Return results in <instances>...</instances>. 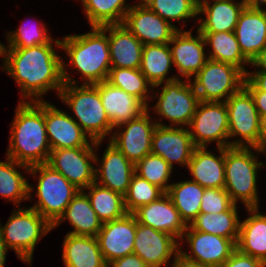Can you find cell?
I'll return each mask as SVG.
<instances>
[{
    "label": "cell",
    "instance_id": "obj_35",
    "mask_svg": "<svg viewBox=\"0 0 266 267\" xmlns=\"http://www.w3.org/2000/svg\"><path fill=\"white\" fill-rule=\"evenodd\" d=\"M86 189L89 190L85 194L89 198L91 207L102 223L119 219L127 214L124 196L120 193L100 186L95 182Z\"/></svg>",
    "mask_w": 266,
    "mask_h": 267
},
{
    "label": "cell",
    "instance_id": "obj_15",
    "mask_svg": "<svg viewBox=\"0 0 266 267\" xmlns=\"http://www.w3.org/2000/svg\"><path fill=\"white\" fill-rule=\"evenodd\" d=\"M151 142V153L161 156L172 168L173 163L188 167L196 148L188 127H174L156 122Z\"/></svg>",
    "mask_w": 266,
    "mask_h": 267
},
{
    "label": "cell",
    "instance_id": "obj_25",
    "mask_svg": "<svg viewBox=\"0 0 266 267\" xmlns=\"http://www.w3.org/2000/svg\"><path fill=\"white\" fill-rule=\"evenodd\" d=\"M111 68H140L143 44L123 25H105Z\"/></svg>",
    "mask_w": 266,
    "mask_h": 267
},
{
    "label": "cell",
    "instance_id": "obj_52",
    "mask_svg": "<svg viewBox=\"0 0 266 267\" xmlns=\"http://www.w3.org/2000/svg\"><path fill=\"white\" fill-rule=\"evenodd\" d=\"M248 4L257 9H263L261 6L266 4V0H248Z\"/></svg>",
    "mask_w": 266,
    "mask_h": 267
},
{
    "label": "cell",
    "instance_id": "obj_24",
    "mask_svg": "<svg viewBox=\"0 0 266 267\" xmlns=\"http://www.w3.org/2000/svg\"><path fill=\"white\" fill-rule=\"evenodd\" d=\"M98 164L101 167H95V183L124 196L135 174V165L110 142Z\"/></svg>",
    "mask_w": 266,
    "mask_h": 267
},
{
    "label": "cell",
    "instance_id": "obj_11",
    "mask_svg": "<svg viewBox=\"0 0 266 267\" xmlns=\"http://www.w3.org/2000/svg\"><path fill=\"white\" fill-rule=\"evenodd\" d=\"M102 141H95V147H76L51 150L47 165L61 173L80 191H85L95 182V168L92 162H98L94 148ZM92 162H91V161Z\"/></svg>",
    "mask_w": 266,
    "mask_h": 267
},
{
    "label": "cell",
    "instance_id": "obj_34",
    "mask_svg": "<svg viewBox=\"0 0 266 267\" xmlns=\"http://www.w3.org/2000/svg\"><path fill=\"white\" fill-rule=\"evenodd\" d=\"M16 167H23L25 171L30 168L8 157L6 161H0V195L19 206L23 200L31 199V191L35 188Z\"/></svg>",
    "mask_w": 266,
    "mask_h": 267
},
{
    "label": "cell",
    "instance_id": "obj_18",
    "mask_svg": "<svg viewBox=\"0 0 266 267\" xmlns=\"http://www.w3.org/2000/svg\"><path fill=\"white\" fill-rule=\"evenodd\" d=\"M188 242L191 253L182 251L179 253L185 258L211 267H220L236 249V244L228 238L206 232L192 230L189 226L183 234Z\"/></svg>",
    "mask_w": 266,
    "mask_h": 267
},
{
    "label": "cell",
    "instance_id": "obj_10",
    "mask_svg": "<svg viewBox=\"0 0 266 267\" xmlns=\"http://www.w3.org/2000/svg\"><path fill=\"white\" fill-rule=\"evenodd\" d=\"M189 127L196 147H206L212 141H216L217 148L230 147L228 109L225 102L199 101Z\"/></svg>",
    "mask_w": 266,
    "mask_h": 267
},
{
    "label": "cell",
    "instance_id": "obj_6",
    "mask_svg": "<svg viewBox=\"0 0 266 267\" xmlns=\"http://www.w3.org/2000/svg\"><path fill=\"white\" fill-rule=\"evenodd\" d=\"M14 211L3 227L0 224V232L6 247L13 249L21 261L31 264L37 242L53 228L35 209Z\"/></svg>",
    "mask_w": 266,
    "mask_h": 267
},
{
    "label": "cell",
    "instance_id": "obj_48",
    "mask_svg": "<svg viewBox=\"0 0 266 267\" xmlns=\"http://www.w3.org/2000/svg\"><path fill=\"white\" fill-rule=\"evenodd\" d=\"M171 267H211L207 265H203L201 263L189 260L182 256L180 253H178L176 256H174V261L171 263Z\"/></svg>",
    "mask_w": 266,
    "mask_h": 267
},
{
    "label": "cell",
    "instance_id": "obj_23",
    "mask_svg": "<svg viewBox=\"0 0 266 267\" xmlns=\"http://www.w3.org/2000/svg\"><path fill=\"white\" fill-rule=\"evenodd\" d=\"M234 32L243 56L251 62L266 46V9L247 4L239 15Z\"/></svg>",
    "mask_w": 266,
    "mask_h": 267
},
{
    "label": "cell",
    "instance_id": "obj_46",
    "mask_svg": "<svg viewBox=\"0 0 266 267\" xmlns=\"http://www.w3.org/2000/svg\"><path fill=\"white\" fill-rule=\"evenodd\" d=\"M107 267H150L138 255L131 254L114 260Z\"/></svg>",
    "mask_w": 266,
    "mask_h": 267
},
{
    "label": "cell",
    "instance_id": "obj_12",
    "mask_svg": "<svg viewBox=\"0 0 266 267\" xmlns=\"http://www.w3.org/2000/svg\"><path fill=\"white\" fill-rule=\"evenodd\" d=\"M186 81V84L181 79L164 83L154 106L156 113L167 118L174 127L189 126L199 103L192 81Z\"/></svg>",
    "mask_w": 266,
    "mask_h": 267
},
{
    "label": "cell",
    "instance_id": "obj_36",
    "mask_svg": "<svg viewBox=\"0 0 266 267\" xmlns=\"http://www.w3.org/2000/svg\"><path fill=\"white\" fill-rule=\"evenodd\" d=\"M203 193L204 187L190 179L189 181L171 184L167 191L181 218L187 225L200 213Z\"/></svg>",
    "mask_w": 266,
    "mask_h": 267
},
{
    "label": "cell",
    "instance_id": "obj_20",
    "mask_svg": "<svg viewBox=\"0 0 266 267\" xmlns=\"http://www.w3.org/2000/svg\"><path fill=\"white\" fill-rule=\"evenodd\" d=\"M178 29L168 43L173 59V65L178 72L189 81L195 76L208 60L204 52L206 45L204 36L197 30L196 37L192 36V30L183 31ZM173 44V47L171 45Z\"/></svg>",
    "mask_w": 266,
    "mask_h": 267
},
{
    "label": "cell",
    "instance_id": "obj_3",
    "mask_svg": "<svg viewBox=\"0 0 266 267\" xmlns=\"http://www.w3.org/2000/svg\"><path fill=\"white\" fill-rule=\"evenodd\" d=\"M104 26H91V32L65 36L54 44L69 55L70 64L82 74L83 84H96L108 79L111 56Z\"/></svg>",
    "mask_w": 266,
    "mask_h": 267
},
{
    "label": "cell",
    "instance_id": "obj_16",
    "mask_svg": "<svg viewBox=\"0 0 266 267\" xmlns=\"http://www.w3.org/2000/svg\"><path fill=\"white\" fill-rule=\"evenodd\" d=\"M45 125L51 150L95 147V141L82 130L73 116L48 101H45Z\"/></svg>",
    "mask_w": 266,
    "mask_h": 267
},
{
    "label": "cell",
    "instance_id": "obj_2",
    "mask_svg": "<svg viewBox=\"0 0 266 267\" xmlns=\"http://www.w3.org/2000/svg\"><path fill=\"white\" fill-rule=\"evenodd\" d=\"M10 133L8 158L29 167L47 163L51 149L46 132L44 100H21Z\"/></svg>",
    "mask_w": 266,
    "mask_h": 267
},
{
    "label": "cell",
    "instance_id": "obj_51",
    "mask_svg": "<svg viewBox=\"0 0 266 267\" xmlns=\"http://www.w3.org/2000/svg\"><path fill=\"white\" fill-rule=\"evenodd\" d=\"M7 252H8V248L6 247V244L3 240L1 232H0V267H4V265H5Z\"/></svg>",
    "mask_w": 266,
    "mask_h": 267
},
{
    "label": "cell",
    "instance_id": "obj_7",
    "mask_svg": "<svg viewBox=\"0 0 266 267\" xmlns=\"http://www.w3.org/2000/svg\"><path fill=\"white\" fill-rule=\"evenodd\" d=\"M28 172L34 175V178L39 173L36 188L38 202L30 208L35 209L53 225L80 190L46 163L31 166Z\"/></svg>",
    "mask_w": 266,
    "mask_h": 267
},
{
    "label": "cell",
    "instance_id": "obj_14",
    "mask_svg": "<svg viewBox=\"0 0 266 267\" xmlns=\"http://www.w3.org/2000/svg\"><path fill=\"white\" fill-rule=\"evenodd\" d=\"M143 45L168 44L178 30L141 1L131 6L122 23Z\"/></svg>",
    "mask_w": 266,
    "mask_h": 267
},
{
    "label": "cell",
    "instance_id": "obj_39",
    "mask_svg": "<svg viewBox=\"0 0 266 267\" xmlns=\"http://www.w3.org/2000/svg\"><path fill=\"white\" fill-rule=\"evenodd\" d=\"M172 170L173 168L161 156L152 153L135 164V174L161 188L165 193L171 185L168 181Z\"/></svg>",
    "mask_w": 266,
    "mask_h": 267
},
{
    "label": "cell",
    "instance_id": "obj_42",
    "mask_svg": "<svg viewBox=\"0 0 266 267\" xmlns=\"http://www.w3.org/2000/svg\"><path fill=\"white\" fill-rule=\"evenodd\" d=\"M27 25V24H26ZM45 24L39 26H20L7 34L8 48H30L36 45L49 44L53 39L47 33Z\"/></svg>",
    "mask_w": 266,
    "mask_h": 267
},
{
    "label": "cell",
    "instance_id": "obj_54",
    "mask_svg": "<svg viewBox=\"0 0 266 267\" xmlns=\"http://www.w3.org/2000/svg\"><path fill=\"white\" fill-rule=\"evenodd\" d=\"M251 149H254L256 151V153L260 152L262 154H264V153L266 154V144L261 149H259V148H251Z\"/></svg>",
    "mask_w": 266,
    "mask_h": 267
},
{
    "label": "cell",
    "instance_id": "obj_32",
    "mask_svg": "<svg viewBox=\"0 0 266 267\" xmlns=\"http://www.w3.org/2000/svg\"><path fill=\"white\" fill-rule=\"evenodd\" d=\"M237 214V205L221 213H199L188 224L192 230L206 232L231 239L235 244L239 236L240 221Z\"/></svg>",
    "mask_w": 266,
    "mask_h": 267
},
{
    "label": "cell",
    "instance_id": "obj_37",
    "mask_svg": "<svg viewBox=\"0 0 266 267\" xmlns=\"http://www.w3.org/2000/svg\"><path fill=\"white\" fill-rule=\"evenodd\" d=\"M91 26L122 24L131 8L125 0H81Z\"/></svg>",
    "mask_w": 266,
    "mask_h": 267
},
{
    "label": "cell",
    "instance_id": "obj_27",
    "mask_svg": "<svg viewBox=\"0 0 266 267\" xmlns=\"http://www.w3.org/2000/svg\"><path fill=\"white\" fill-rule=\"evenodd\" d=\"M198 10V14L206 15L199 19V32H234L238 18L248 0L233 2V0H212Z\"/></svg>",
    "mask_w": 266,
    "mask_h": 267
},
{
    "label": "cell",
    "instance_id": "obj_53",
    "mask_svg": "<svg viewBox=\"0 0 266 267\" xmlns=\"http://www.w3.org/2000/svg\"><path fill=\"white\" fill-rule=\"evenodd\" d=\"M197 10L202 8L209 0H189Z\"/></svg>",
    "mask_w": 266,
    "mask_h": 267
},
{
    "label": "cell",
    "instance_id": "obj_47",
    "mask_svg": "<svg viewBox=\"0 0 266 267\" xmlns=\"http://www.w3.org/2000/svg\"><path fill=\"white\" fill-rule=\"evenodd\" d=\"M246 78L258 89L266 92V72L254 71L246 74Z\"/></svg>",
    "mask_w": 266,
    "mask_h": 267
},
{
    "label": "cell",
    "instance_id": "obj_28",
    "mask_svg": "<svg viewBox=\"0 0 266 267\" xmlns=\"http://www.w3.org/2000/svg\"><path fill=\"white\" fill-rule=\"evenodd\" d=\"M62 257L65 267H107L98 240L93 236L67 233Z\"/></svg>",
    "mask_w": 266,
    "mask_h": 267
},
{
    "label": "cell",
    "instance_id": "obj_38",
    "mask_svg": "<svg viewBox=\"0 0 266 267\" xmlns=\"http://www.w3.org/2000/svg\"><path fill=\"white\" fill-rule=\"evenodd\" d=\"M107 81L113 86L121 88L126 93L134 95L142 100L148 106V97H157L158 95L150 96L148 94L152 85L147 81L146 77L137 69L129 68H111ZM150 86V88H148Z\"/></svg>",
    "mask_w": 266,
    "mask_h": 267
},
{
    "label": "cell",
    "instance_id": "obj_33",
    "mask_svg": "<svg viewBox=\"0 0 266 267\" xmlns=\"http://www.w3.org/2000/svg\"><path fill=\"white\" fill-rule=\"evenodd\" d=\"M203 34L206 45H210L212 51L207 54L208 59L228 63L239 68L245 75L244 64L250 62L243 56L235 32H200Z\"/></svg>",
    "mask_w": 266,
    "mask_h": 267
},
{
    "label": "cell",
    "instance_id": "obj_19",
    "mask_svg": "<svg viewBox=\"0 0 266 267\" xmlns=\"http://www.w3.org/2000/svg\"><path fill=\"white\" fill-rule=\"evenodd\" d=\"M135 236L136 219L132 213L103 223L96 238L106 264L133 254Z\"/></svg>",
    "mask_w": 266,
    "mask_h": 267
},
{
    "label": "cell",
    "instance_id": "obj_9",
    "mask_svg": "<svg viewBox=\"0 0 266 267\" xmlns=\"http://www.w3.org/2000/svg\"><path fill=\"white\" fill-rule=\"evenodd\" d=\"M225 103L228 109L229 138L238 135L241 138L230 142V147L260 149V115L250 92L243 86Z\"/></svg>",
    "mask_w": 266,
    "mask_h": 267
},
{
    "label": "cell",
    "instance_id": "obj_30",
    "mask_svg": "<svg viewBox=\"0 0 266 267\" xmlns=\"http://www.w3.org/2000/svg\"><path fill=\"white\" fill-rule=\"evenodd\" d=\"M258 209L247 208L251 216L240 222L236 248L266 263V215Z\"/></svg>",
    "mask_w": 266,
    "mask_h": 267
},
{
    "label": "cell",
    "instance_id": "obj_31",
    "mask_svg": "<svg viewBox=\"0 0 266 267\" xmlns=\"http://www.w3.org/2000/svg\"><path fill=\"white\" fill-rule=\"evenodd\" d=\"M173 59L169 44L144 45L142 51L140 71L146 77L152 88H157L163 82H171L179 79L178 76L167 77Z\"/></svg>",
    "mask_w": 266,
    "mask_h": 267
},
{
    "label": "cell",
    "instance_id": "obj_1",
    "mask_svg": "<svg viewBox=\"0 0 266 267\" xmlns=\"http://www.w3.org/2000/svg\"><path fill=\"white\" fill-rule=\"evenodd\" d=\"M52 42L30 48H7L0 44L3 69L21 88L22 98L39 101L48 90L54 89L59 95L64 86L63 60L55 52Z\"/></svg>",
    "mask_w": 266,
    "mask_h": 267
},
{
    "label": "cell",
    "instance_id": "obj_29",
    "mask_svg": "<svg viewBox=\"0 0 266 267\" xmlns=\"http://www.w3.org/2000/svg\"><path fill=\"white\" fill-rule=\"evenodd\" d=\"M66 219H68L69 223L74 228V230L68 232L72 235L96 237L103 224L91 207L89 198L84 191H79L77 193L65 208L64 213L52 225V228H55Z\"/></svg>",
    "mask_w": 266,
    "mask_h": 267
},
{
    "label": "cell",
    "instance_id": "obj_4",
    "mask_svg": "<svg viewBox=\"0 0 266 267\" xmlns=\"http://www.w3.org/2000/svg\"><path fill=\"white\" fill-rule=\"evenodd\" d=\"M65 67L67 66L62 62L64 86L59 92L60 99L74 111L78 119L76 122L91 140L103 141L114 127L103 108L98 89L92 84L79 86L65 71Z\"/></svg>",
    "mask_w": 266,
    "mask_h": 267
},
{
    "label": "cell",
    "instance_id": "obj_50",
    "mask_svg": "<svg viewBox=\"0 0 266 267\" xmlns=\"http://www.w3.org/2000/svg\"><path fill=\"white\" fill-rule=\"evenodd\" d=\"M260 149L266 144V114H261L259 119Z\"/></svg>",
    "mask_w": 266,
    "mask_h": 267
},
{
    "label": "cell",
    "instance_id": "obj_43",
    "mask_svg": "<svg viewBox=\"0 0 266 267\" xmlns=\"http://www.w3.org/2000/svg\"><path fill=\"white\" fill-rule=\"evenodd\" d=\"M235 203L224 188H204L200 213H221L229 210Z\"/></svg>",
    "mask_w": 266,
    "mask_h": 267
},
{
    "label": "cell",
    "instance_id": "obj_45",
    "mask_svg": "<svg viewBox=\"0 0 266 267\" xmlns=\"http://www.w3.org/2000/svg\"><path fill=\"white\" fill-rule=\"evenodd\" d=\"M244 87L252 95L259 115L266 114V92L258 90L246 77L244 79Z\"/></svg>",
    "mask_w": 266,
    "mask_h": 267
},
{
    "label": "cell",
    "instance_id": "obj_40",
    "mask_svg": "<svg viewBox=\"0 0 266 267\" xmlns=\"http://www.w3.org/2000/svg\"><path fill=\"white\" fill-rule=\"evenodd\" d=\"M164 194L165 192L161 188L134 174L124 195L126 211L127 213H133L141 206L158 200Z\"/></svg>",
    "mask_w": 266,
    "mask_h": 267
},
{
    "label": "cell",
    "instance_id": "obj_26",
    "mask_svg": "<svg viewBox=\"0 0 266 267\" xmlns=\"http://www.w3.org/2000/svg\"><path fill=\"white\" fill-rule=\"evenodd\" d=\"M220 155L215 156L207 147H196L189 161L188 169L194 182L204 188H224L225 148L218 147Z\"/></svg>",
    "mask_w": 266,
    "mask_h": 267
},
{
    "label": "cell",
    "instance_id": "obj_49",
    "mask_svg": "<svg viewBox=\"0 0 266 267\" xmlns=\"http://www.w3.org/2000/svg\"><path fill=\"white\" fill-rule=\"evenodd\" d=\"M250 64L258 68L257 71L266 72V46L257 54Z\"/></svg>",
    "mask_w": 266,
    "mask_h": 267
},
{
    "label": "cell",
    "instance_id": "obj_22",
    "mask_svg": "<svg viewBox=\"0 0 266 267\" xmlns=\"http://www.w3.org/2000/svg\"><path fill=\"white\" fill-rule=\"evenodd\" d=\"M93 85L99 91L103 108L114 128L140 117L148 110V106L142 100L113 86L107 80Z\"/></svg>",
    "mask_w": 266,
    "mask_h": 267
},
{
    "label": "cell",
    "instance_id": "obj_17",
    "mask_svg": "<svg viewBox=\"0 0 266 267\" xmlns=\"http://www.w3.org/2000/svg\"><path fill=\"white\" fill-rule=\"evenodd\" d=\"M180 243L170 234L137 223L133 254L150 267H167L172 255L179 253Z\"/></svg>",
    "mask_w": 266,
    "mask_h": 267
},
{
    "label": "cell",
    "instance_id": "obj_8",
    "mask_svg": "<svg viewBox=\"0 0 266 267\" xmlns=\"http://www.w3.org/2000/svg\"><path fill=\"white\" fill-rule=\"evenodd\" d=\"M245 77L234 65L208 59L192 84L199 101L225 102L244 86Z\"/></svg>",
    "mask_w": 266,
    "mask_h": 267
},
{
    "label": "cell",
    "instance_id": "obj_44",
    "mask_svg": "<svg viewBox=\"0 0 266 267\" xmlns=\"http://www.w3.org/2000/svg\"><path fill=\"white\" fill-rule=\"evenodd\" d=\"M220 267H266L260 259L240 252L237 248Z\"/></svg>",
    "mask_w": 266,
    "mask_h": 267
},
{
    "label": "cell",
    "instance_id": "obj_21",
    "mask_svg": "<svg viewBox=\"0 0 266 267\" xmlns=\"http://www.w3.org/2000/svg\"><path fill=\"white\" fill-rule=\"evenodd\" d=\"M142 225L166 232L182 243L187 224L181 218L170 196L165 193L158 200L141 206L132 213Z\"/></svg>",
    "mask_w": 266,
    "mask_h": 267
},
{
    "label": "cell",
    "instance_id": "obj_5",
    "mask_svg": "<svg viewBox=\"0 0 266 267\" xmlns=\"http://www.w3.org/2000/svg\"><path fill=\"white\" fill-rule=\"evenodd\" d=\"M258 158L250 148L225 147L224 189L235 204L241 200L246 208H259L257 170L264 165Z\"/></svg>",
    "mask_w": 266,
    "mask_h": 267
},
{
    "label": "cell",
    "instance_id": "obj_41",
    "mask_svg": "<svg viewBox=\"0 0 266 267\" xmlns=\"http://www.w3.org/2000/svg\"><path fill=\"white\" fill-rule=\"evenodd\" d=\"M165 21H184L198 16V10L189 0H141Z\"/></svg>",
    "mask_w": 266,
    "mask_h": 267
},
{
    "label": "cell",
    "instance_id": "obj_13",
    "mask_svg": "<svg viewBox=\"0 0 266 267\" xmlns=\"http://www.w3.org/2000/svg\"><path fill=\"white\" fill-rule=\"evenodd\" d=\"M148 112L149 109L140 117L116 126L117 132L109 138L110 143L134 165L146 155L151 154L152 135L157 124L151 120ZM122 127L125 129L122 130ZM118 129H121L120 133Z\"/></svg>",
    "mask_w": 266,
    "mask_h": 267
}]
</instances>
